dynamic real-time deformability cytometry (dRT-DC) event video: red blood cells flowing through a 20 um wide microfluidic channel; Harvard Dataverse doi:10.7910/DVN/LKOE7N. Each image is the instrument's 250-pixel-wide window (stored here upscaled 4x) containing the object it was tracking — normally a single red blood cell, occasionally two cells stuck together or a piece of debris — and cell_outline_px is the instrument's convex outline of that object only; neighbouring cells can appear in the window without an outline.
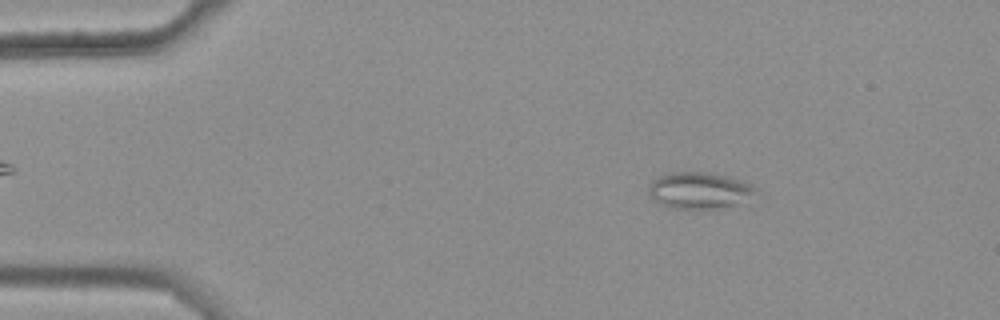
{"species": "common noctule bat (a hibernating species)", "species_latin": "Nyctalus noctula", "temperature_condition": "warm", "stored_images_in_passage": 48, "camera_frame_rate_fps": 3000, "um_per_image_px": 0.085, "animal": {"sex": "female", "body_mass_g": 25.1}, "frame": {"image": 1, "passage_image": 9, "time_ms": 2.667, "image_size_px": [1000, 320], "cell_outline_px": [[756, 192], [732, 204], [716, 208], [668, 208], [652, 200], [648, 196], [648, 188], [652, 180], [660, 176], [676, 172], [704, 172], [724, 176], [740, 180], [752, 184], [756, 188]], "centroid_in_image_um": [59.33, 16.18], "position_along_channel_um": 25.7, "area_um2": 22.2}}
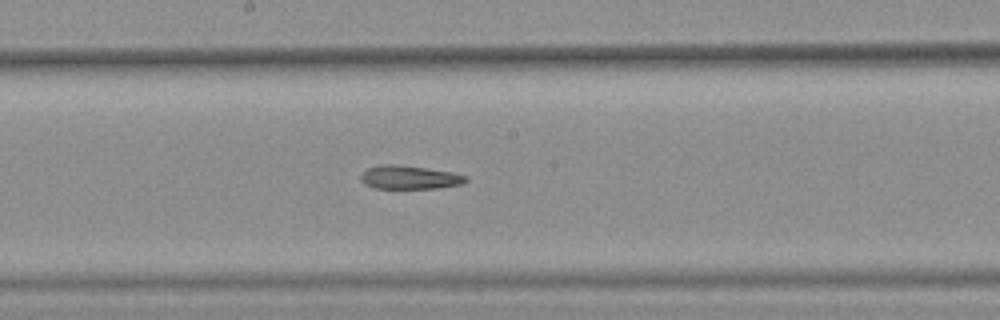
{"frame": {"image": 2, "passage_image": 30, "time_ms": 9.667, "image_size_px": [1000, 320], "cell_outline_px": [[468, 180], [460, 184], [436, 188], [376, 188], [364, 184], [360, 180], [360, 176], [368, 168], [380, 164], [392, 164], [424, 168], [452, 172], [468, 176]], "centroid_in_image_um": [34.79, 15.07], "position_along_channel_um": 213.4, "area_um2": 14.22}}
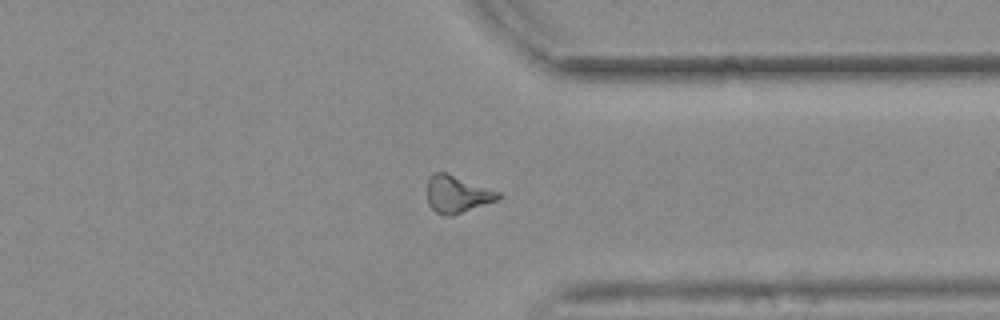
{"frame": {"image": 3, "passage_image": 43, "time_ms": 14.0, "image_size_px": [1000, 320], "cell_outline_px": [[504, 196], [496, 200], [452, 216], [444, 216], [436, 212], [428, 204], [428, 180], [432, 172], [448, 172], [500, 192]], "centroid_in_image_um": [38.86, 16.49], "position_along_channel_um": 372.5, "area_um2": 15.49}}